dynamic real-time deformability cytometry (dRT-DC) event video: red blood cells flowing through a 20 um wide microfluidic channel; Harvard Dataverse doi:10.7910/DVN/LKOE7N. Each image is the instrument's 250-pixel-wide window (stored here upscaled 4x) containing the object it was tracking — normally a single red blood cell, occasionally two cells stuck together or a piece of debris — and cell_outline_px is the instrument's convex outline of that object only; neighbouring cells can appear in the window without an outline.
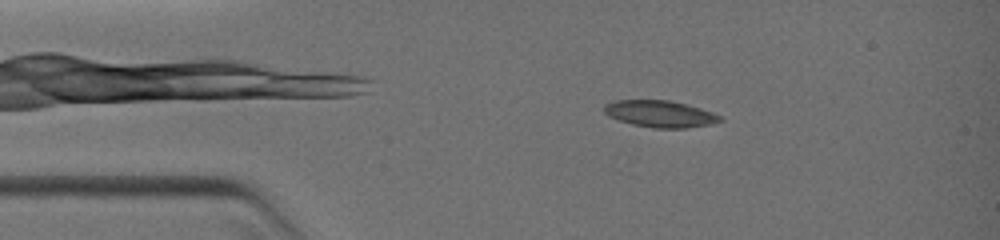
{"species": "common noctule bat (a hibernating species)", "species_latin": "Nyctalus noctula", "temperature_condition": "warm", "stored_images_in_passage": 40, "camera_frame_rate_fps": 3000, "um_per_image_px": 0.085, "animal": {"sex": "female", "body_mass_g": 19.0, "forearm_length_mm": 51.5}, "frame": {"image": 1, "passage_image": 7, "time_ms": 1.667, "image_size_px": [1000, 240], "cell_outline_px": [[724, 120], [712, 124], [684, 128], [652, 128], [632, 124], [608, 116], [604, 112], [604, 104], [616, 100], [668, 100], [688, 104], [712, 112], [720, 116]], "centroid_in_image_um": [56.11, 9.67], "position_along_channel_um": 28.9, "area_um2": 18.09}}
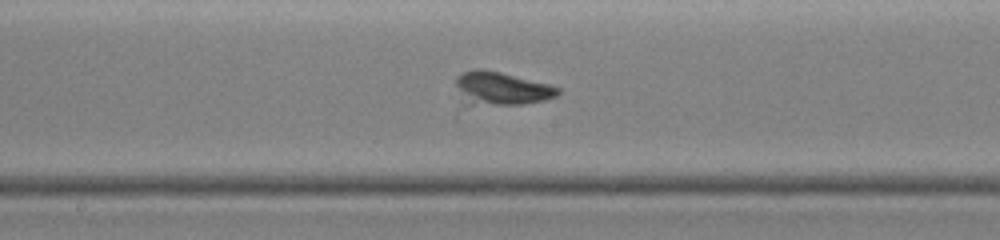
{"frame": {"image": 2, "passage_image": 26, "time_ms": 6.333, "image_size_px": [1000, 240], "cell_outline_px": [[560, 92], [556, 96], [544, 100], [524, 104], [464, 104], [456, 84], [456, 76], [464, 72], [476, 68], [480, 68], [500, 72], [548, 84], [560, 88]], "centroid_in_image_um": [42.6, 7.51], "position_along_channel_um": 205.6, "area_um2": 19.54}}
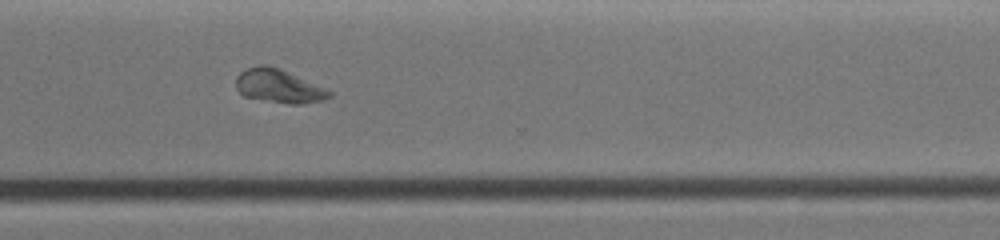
{"frame": {"image": 3, "passage_image": 39, "time_ms": 9.333, "image_size_px": [1000, 240], "cell_outline_px": [[332, 96], [324, 100], [300, 104], [288, 104], [244, 96], [236, 88], [236, 76], [240, 72], [248, 68], [260, 64], [268, 64], [280, 68], [324, 88], [332, 92]], "centroid_in_image_um": [23.68, 7.31], "position_along_channel_um": 346.9, "area_um2": 18.15}}